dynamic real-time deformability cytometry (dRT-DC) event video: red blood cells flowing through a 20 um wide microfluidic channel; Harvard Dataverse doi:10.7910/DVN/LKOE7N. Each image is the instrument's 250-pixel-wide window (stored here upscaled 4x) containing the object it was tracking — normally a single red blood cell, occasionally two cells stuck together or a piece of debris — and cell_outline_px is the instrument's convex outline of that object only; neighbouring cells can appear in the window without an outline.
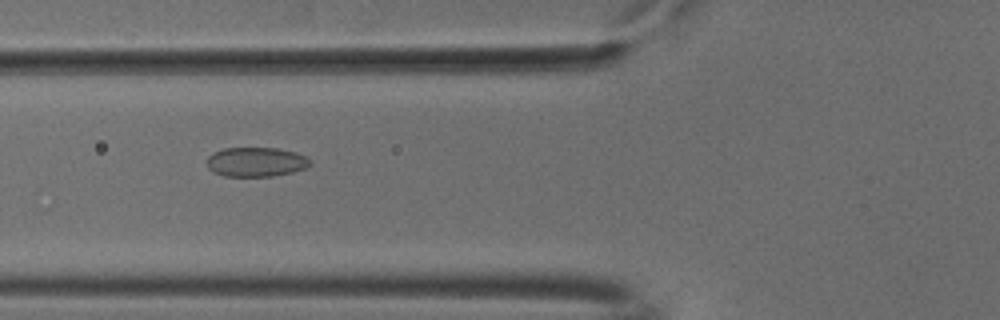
{"species": "common noctule bat (a hibernating species)", "species_latin": "Nyctalus noctula", "temperature_condition": "cold", "stored_images_in_passage": 53, "camera_frame_rate_fps": 3000, "um_per_image_px": 0.085, "animal": {"sex": "male", "body_mass_g": 18.8}, "frame": {"image": 1, "passage_image": 20, "time_ms": 6.333, "image_size_px": [1000, 320], "cell_outline_px": [[312, 164], [304, 168], [292, 172], [272, 176], [224, 176], [212, 172], [208, 168], [208, 156], [212, 152], [224, 148], [276, 148], [296, 152], [308, 156], [312, 160]], "centroid_in_image_um": [21.78, 13.76], "position_along_channel_um": 104.0, "area_um2": 17.86}}
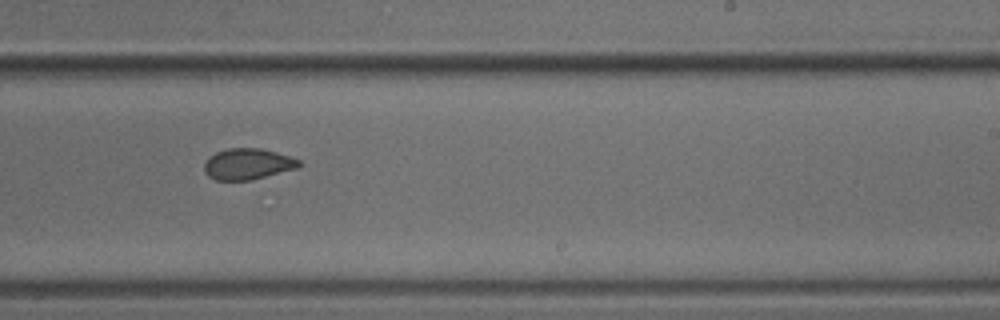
{"frame": {"image": 2, "passage_image": 33, "time_ms": 10.667, "image_size_px": [1000, 320], "cell_outline_px": [[300, 168], [252, 180], [216, 180], [208, 176], [204, 172], [204, 164], [208, 156], [216, 152], [228, 148], [260, 148], [276, 152], [300, 160]], "centroid_in_image_um": [21.05, 13.95], "position_along_channel_um": 267.9, "area_um2": 17.34}}
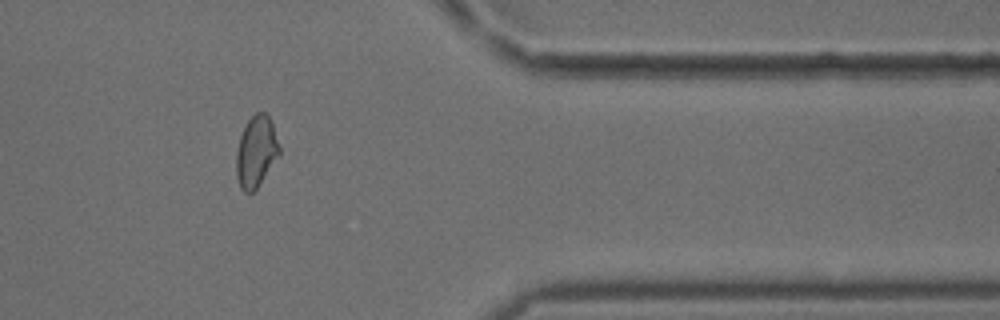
{"frame": {"image": 3, "passage_image": 44, "time_ms": 14.333, "image_size_px": [1000, 320], "cell_outline_px": [[280, 152], [256, 188], [252, 192], [244, 192], [240, 188], [236, 176], [236, 152], [240, 136], [248, 120], [256, 112], [264, 112], [268, 116], [272, 124], [280, 148]], "centroid_in_image_um": [21.74, 12.88], "position_along_channel_um": 389.7, "area_um2": 17.46}, "authors_computed_cell_mechanics": {"area_um2": 17.9758, "velocity_mm_per_s": 3.7713, "shape_relaxation_time_tau1_ms": null, "shape_relaxation_time_tau2_ms": 1.2267, "deformation_change_tau1": null, "deformation_change_tau2": 0.0584}}